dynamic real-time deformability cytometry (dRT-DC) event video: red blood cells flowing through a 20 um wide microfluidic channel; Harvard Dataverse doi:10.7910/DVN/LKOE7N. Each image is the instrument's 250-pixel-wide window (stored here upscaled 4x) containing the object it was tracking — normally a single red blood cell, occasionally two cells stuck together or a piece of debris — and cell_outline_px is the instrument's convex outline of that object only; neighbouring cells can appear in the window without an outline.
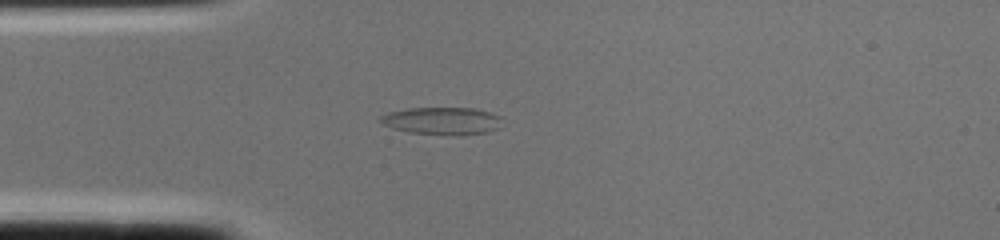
{"species": "common noctule bat (a hibernating species)", "species_latin": "Nyctalus noctula", "temperature_condition": "cold", "stored_images_in_passage": 1, "camera_frame_rate_fps": 3000, "um_per_image_px": 0.085, "animal": {"sex": "female", "body_mass_g": 22.0, "forearm_length_mm": 56.7}, "frame": {"image": 1, "passage_image": 1, "time_ms": 0.0, "image_size_px": [1000, 240], "cell_outline_px": [[500, 128], [488, 132], [456, 136], [408, 132], [392, 128], [384, 124], [380, 120], [380, 116], [388, 112], [408, 108], [472, 108], [492, 112], [500, 116]], "centroid_in_image_um": [37.61, 10.28], "position_along_channel_um": 47.4, "area_um2": 19.65}}